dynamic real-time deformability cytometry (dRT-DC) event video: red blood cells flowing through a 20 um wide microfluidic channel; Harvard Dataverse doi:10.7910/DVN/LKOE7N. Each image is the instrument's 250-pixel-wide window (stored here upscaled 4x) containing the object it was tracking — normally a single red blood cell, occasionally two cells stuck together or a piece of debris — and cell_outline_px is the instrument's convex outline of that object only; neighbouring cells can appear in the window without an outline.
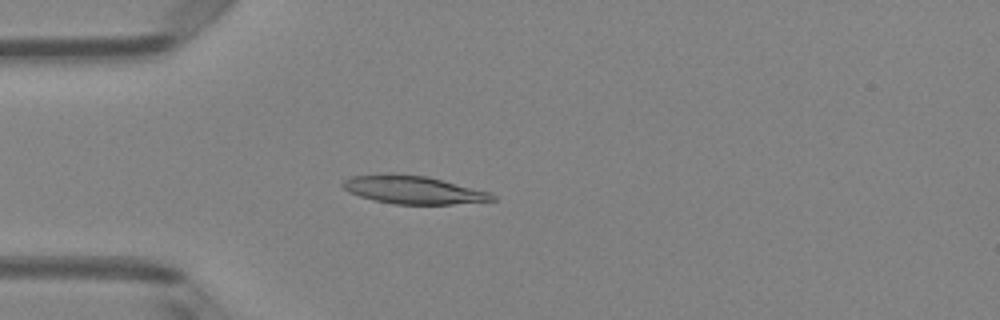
{"species": "Egyptian fruit bat (a non-hibernating species)", "species_latin": "Rousettus aegyptiacus", "temperature_condition": "room temperature", "stored_images_in_passage": 49, "camera_frame_rate_fps": 3000, "um_per_image_px": 0.085, "animal": {"sex": "female"}, "frame": {"image": 1, "passage_image": 13, "time_ms": 4.0, "image_size_px": [1000, 320], "cell_outline_px": [[496, 200], [452, 204], [392, 204], [372, 200], [348, 192], [340, 184], [344, 180], [352, 176], [384, 172], [392, 172], [428, 176], [492, 192], [496, 196]], "centroid_in_image_um": [35.11, 16.11], "position_along_channel_um": 49.9, "area_um2": 25.03}}
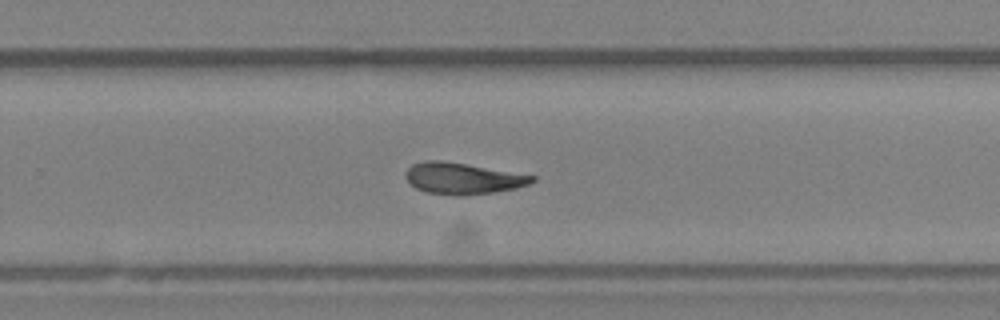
{"frame": {"image": 2, "passage_image": 32, "time_ms": 10.333, "image_size_px": [1000, 320], "cell_outline_px": [[536, 180], [528, 184], [516, 188], [492, 192], [464, 196], [460, 196], [428, 192], [416, 188], [404, 176], [404, 172], [412, 164], [424, 160], [440, 160], [536, 176]], "centroid_in_image_um": [39.3, 15.16], "position_along_channel_um": 290.5, "area_um2": 22.83}}
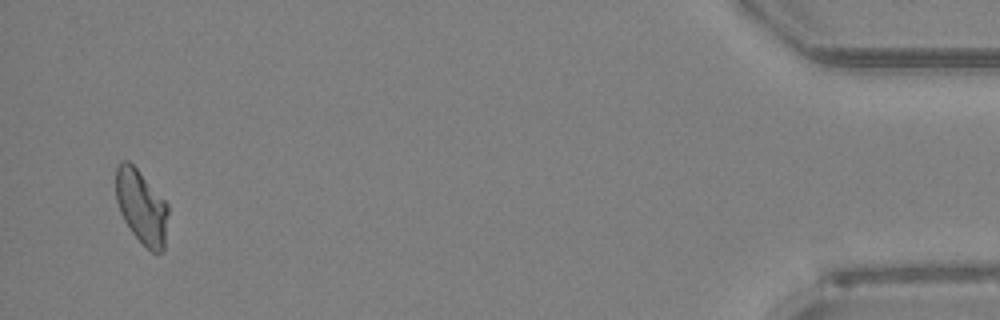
{"frame": {"image": 3, "passage_image": 48, "time_ms": 15.667, "image_size_px": [1000, 320], "cell_outline_px": [[168, 212], [164, 252], [152, 252], [132, 232], [124, 220], [120, 212], [116, 200], [116, 168], [120, 160], [128, 160], [136, 168], [168, 204]], "centroid_in_image_um": [12.02, 17.57], "position_along_channel_um": 423.2, "area_um2": 22.31}, "authors_computed_cell_mechanics": {"area_um2": 23.409, "velocity_mm_per_s": 4.0032, "shape_relaxation_time_tau1_ms": 4.2634, "shape_relaxation_time_tau2_ms": 4.3132, "deformation_change_tau1": 0.1559, "deformation_change_tau2": 0.1292}}